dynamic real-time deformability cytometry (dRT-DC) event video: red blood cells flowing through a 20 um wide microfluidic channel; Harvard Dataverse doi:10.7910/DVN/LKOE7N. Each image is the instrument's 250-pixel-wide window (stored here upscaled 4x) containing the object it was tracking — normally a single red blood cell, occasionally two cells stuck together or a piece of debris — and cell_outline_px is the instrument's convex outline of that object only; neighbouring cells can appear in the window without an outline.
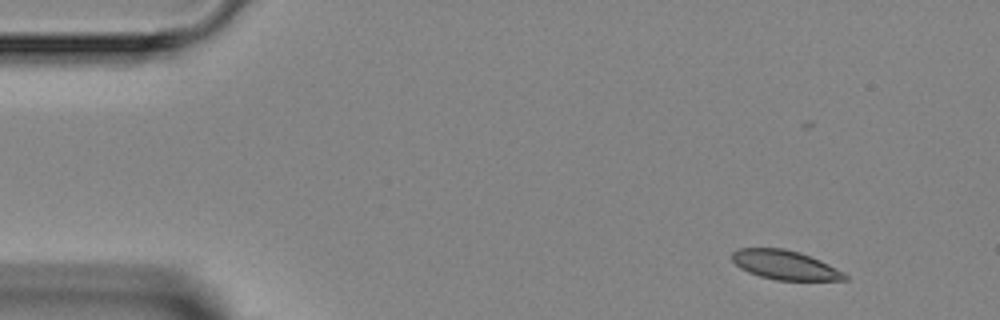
{"species": "Egyptian fruit bat (a non-hibernating species)", "species_latin": "Rousettus aegyptiacus", "temperature_condition": "room temperature", "stored_images_in_passage": 5, "camera_frame_rate_fps": 3000, "um_per_image_px": 0.085, "animal": {"sex": "female"}, "frame": {"image": 1, "passage_image": 1, "time_ms": 0.0, "image_size_px": [1000, 320], "cell_outline_px": [[848, 280], [776, 280], [760, 276], [748, 272], [740, 268], [732, 260], [732, 252], [736, 248], [784, 248], [800, 252], [820, 260], [844, 272], [848, 276]], "centroid_in_image_um": [66.72, 22.52], "position_along_channel_um": 18.3, "area_um2": 19.25}}
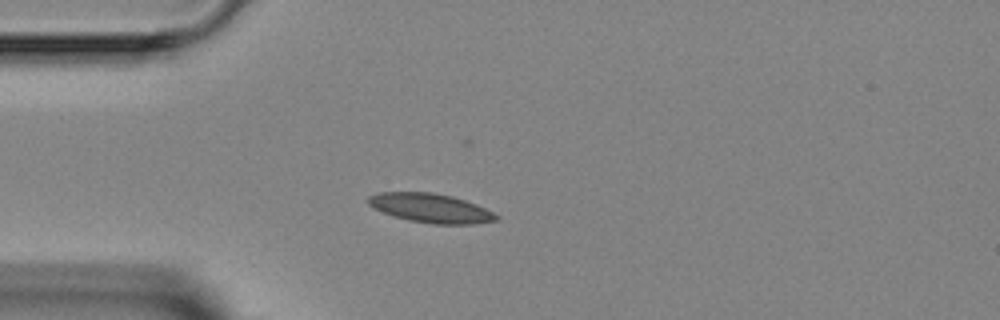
{"frame": {"image": 2, "passage_image": 3, "time_ms": 2.667, "image_size_px": [1000, 320], "cell_outline_px": [[500, 220], [476, 224], [432, 224], [408, 220], [372, 208], [368, 204], [368, 196], [380, 192], [432, 192], [452, 196], [476, 204], [500, 216]], "centroid_in_image_um": [36.63, 17.69], "position_along_channel_um": 48.4, "area_um2": 21.73}}
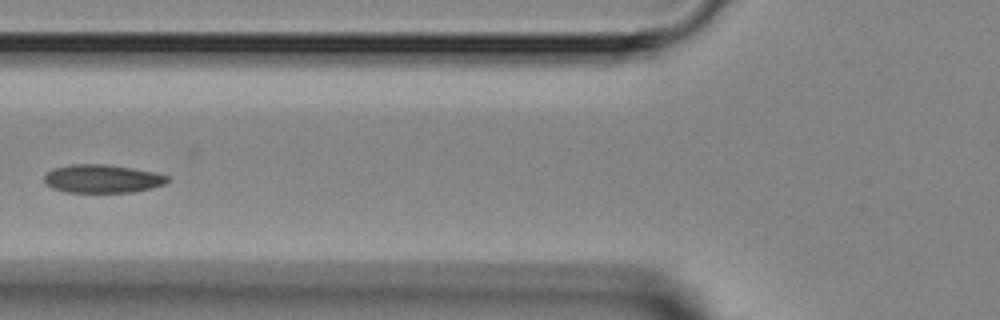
{"frame": {"image": 3, "passage_image": 5, "time_ms": 4.667, "image_size_px": [1000, 320], "cell_outline_px": [[172, 180], [164, 184], [152, 188], [132, 192], [64, 192], [52, 188], [44, 184], [44, 176], [52, 168], [68, 164], [108, 164], [132, 168], [152, 172], [168, 176]], "centroid_in_image_um": [8.67, 15.19], "position_along_channel_um": 117.1, "area_um2": 20.52}}